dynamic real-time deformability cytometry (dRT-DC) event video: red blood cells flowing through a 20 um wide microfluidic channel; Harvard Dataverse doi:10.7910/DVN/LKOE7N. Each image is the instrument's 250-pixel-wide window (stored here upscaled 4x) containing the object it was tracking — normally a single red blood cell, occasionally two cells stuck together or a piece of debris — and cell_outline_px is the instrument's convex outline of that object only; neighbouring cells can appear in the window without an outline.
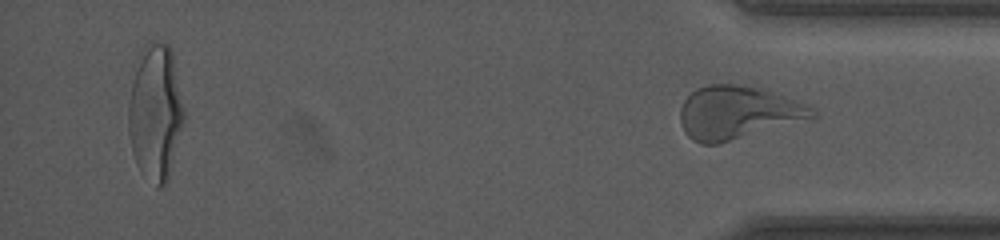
{"species": "human", "species_latin": "Homo sapiens", "temperature_condition": "room temperature", "stored_images_in_passage": 38, "segment_of_instrument_passage": [2, 2], "camera_frame_rate_fps": 3000, "um_per_image_px": 0.085, "donor": {"sex": "female"}, "frame": {"image": 1, "passage_image": 38, "time_ms": 10.667, "image_size_px": [1000, 240], "cell_outline_px": [[820, 116], [720, 144], [700, 144], [692, 140], [684, 132], [680, 124], [680, 108], [684, 100], [696, 88], [708, 84], [736, 84], [764, 88], [812, 108]], "centroid_in_image_um": [62.66, 9.58], "position_along_channel_um": 372.5, "area_um2": 41.04}}